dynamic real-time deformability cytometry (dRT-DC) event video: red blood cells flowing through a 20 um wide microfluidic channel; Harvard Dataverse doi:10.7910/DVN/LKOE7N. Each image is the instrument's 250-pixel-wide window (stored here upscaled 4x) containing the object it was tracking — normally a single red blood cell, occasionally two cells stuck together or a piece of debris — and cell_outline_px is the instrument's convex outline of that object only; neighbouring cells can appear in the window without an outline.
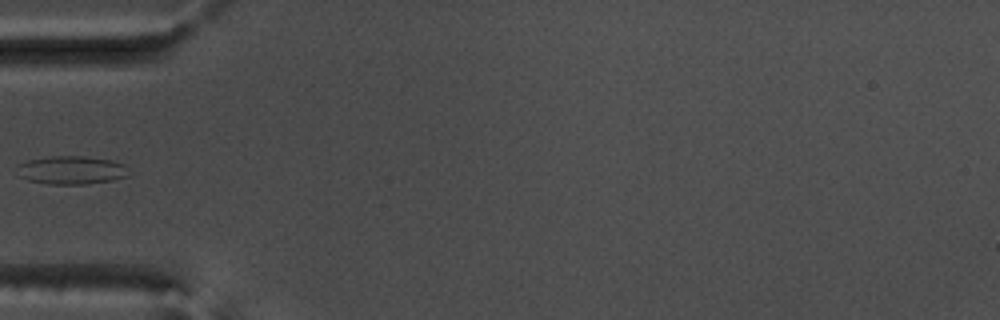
{"species": "common noctule bat (a hibernating species)", "species_latin": "Nyctalus noctula", "temperature_condition": "warm", "stored_images_in_passage": 37, "camera_frame_rate_fps": 3000, "um_per_image_px": 0.085, "animal": {"sex": "male", "body_mass_g": 17.5, "forearm_length_mm": 52.3}, "frame": {"image": 1, "passage_image": 1, "time_ms": 0.0, "image_size_px": [1000, 320], "cell_outline_px": [[128, 176], [112, 180], [84, 184], [48, 184], [28, 180], [16, 176], [16, 164], [28, 160], [52, 156], [84, 156], [112, 160], [124, 164]], "centroid_in_image_um": [5.99, 14.46], "position_along_channel_um": 79.0, "area_um2": 18.55}}
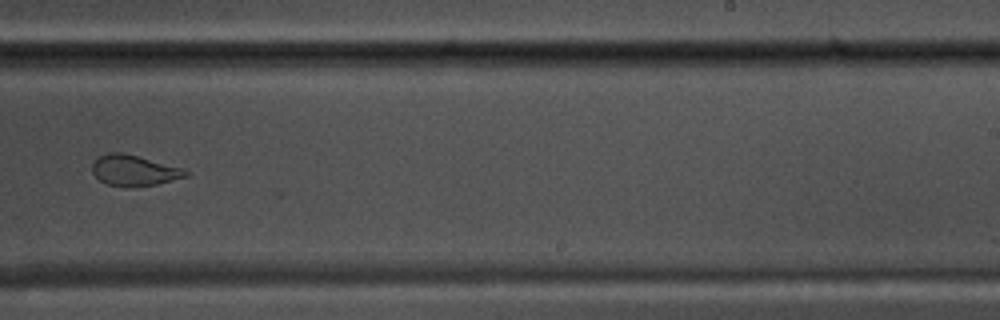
{"frame": {"image": 2, "passage_image": 17, "time_ms": 5.333, "image_size_px": [1000, 320], "cell_outline_px": [[188, 176], [156, 184], [132, 188], [128, 188], [108, 184], [100, 180], [92, 172], [92, 160], [108, 152], [120, 152], [184, 168], [188, 172]], "centroid_in_image_um": [11.37, 14.5], "position_along_channel_um": 277.6, "area_um2": 16.76}}
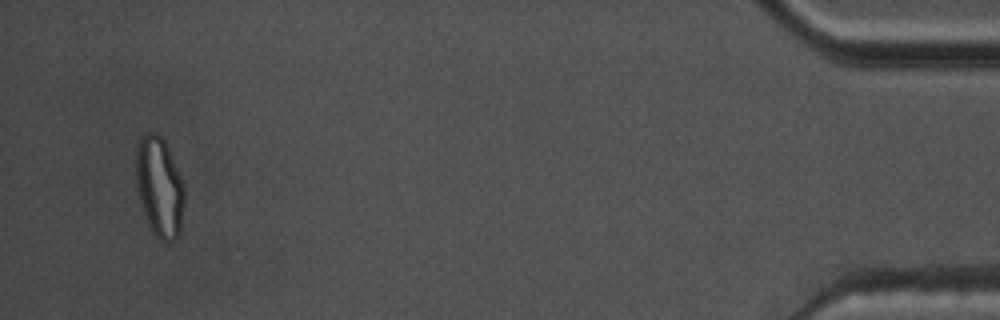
{"frame": {"image": 3, "passage_image": 35, "time_ms": 11.333, "image_size_px": [1000, 320], "cell_outline_px": [[184, 204], [180, 232], [168, 244], [160, 240], [152, 232], [144, 212], [136, 188], [136, 148], [144, 132], [152, 132], [160, 136], [164, 140], [180, 176], [184, 188]], "centroid_in_image_um": [13.54, 15.91], "position_along_channel_um": 421.7, "area_um2": 27.98}}